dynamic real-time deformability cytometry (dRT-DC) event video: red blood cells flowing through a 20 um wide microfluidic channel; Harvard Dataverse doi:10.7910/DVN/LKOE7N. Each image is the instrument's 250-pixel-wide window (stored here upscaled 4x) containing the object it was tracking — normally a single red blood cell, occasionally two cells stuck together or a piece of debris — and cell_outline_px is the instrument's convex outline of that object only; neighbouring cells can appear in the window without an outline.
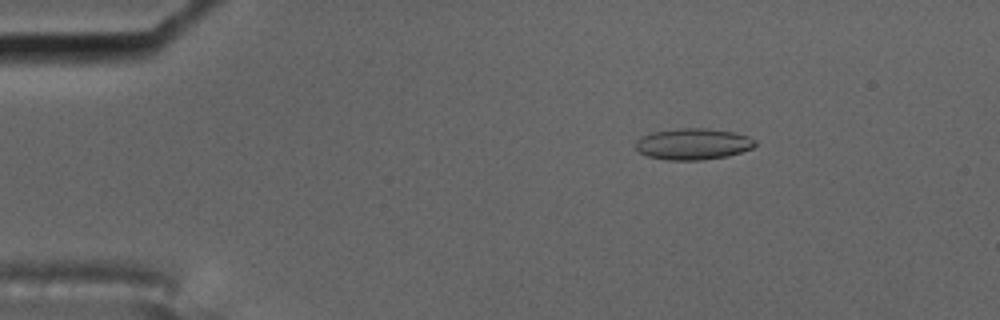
{"species": "common noctule bat (a hibernating species)", "species_latin": "Nyctalus noctula", "temperature_condition": "cold", "stored_images_in_passage": 58, "camera_frame_rate_fps": 3000, "um_per_image_px": 0.085, "animal": {"sex": "male", "body_mass_g": 17.5, "forearm_length_mm": 52.3}, "frame": {"image": 1, "passage_image": 10, "time_ms": 3.0, "image_size_px": [1000, 320], "cell_outline_px": [[756, 144], [752, 148], [728, 156], [700, 160], [664, 160], [648, 156], [636, 152], [636, 140], [640, 136], [652, 132], [680, 128], [704, 128], [736, 132], [748, 136], [756, 140]], "centroid_in_image_um": [58.88, 12.24], "position_along_channel_um": 26.1, "area_um2": 22.02}}
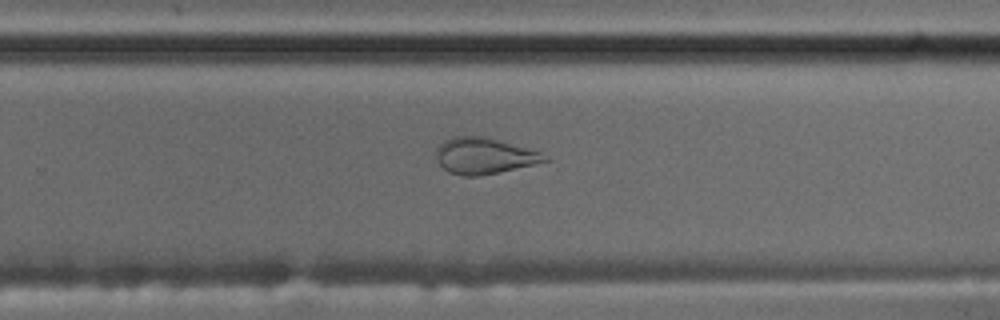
{"frame": {"image": 2, "passage_image": 38, "time_ms": 12.333, "image_size_px": [1000, 320], "cell_outline_px": [[548, 160], [532, 164], [480, 176], [464, 176], [448, 172], [440, 164], [436, 156], [436, 148], [444, 140], [452, 136], [484, 136], [540, 152], [548, 156]], "centroid_in_image_um": [41.09, 13.24], "position_along_channel_um": 288.7, "area_um2": 22.48}}
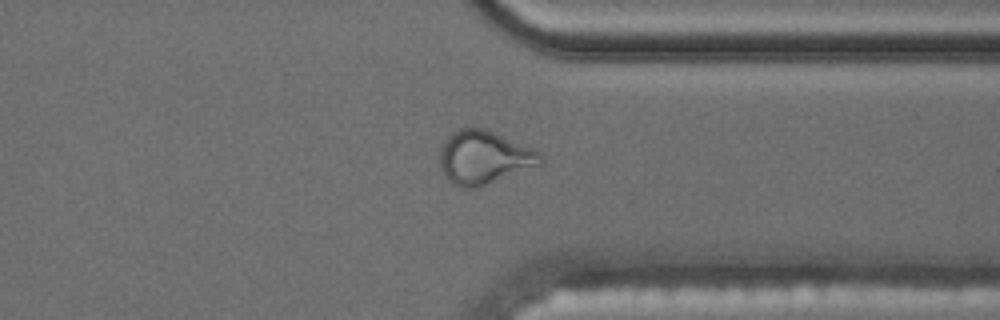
{"frame": {"image": 3, "passage_image": 45, "time_ms": 14.667, "image_size_px": [1000, 320], "cell_outline_px": [[544, 164], [476, 188], [460, 188], [452, 184], [440, 172], [440, 148], [444, 140], [452, 132], [460, 128], [484, 128], [532, 148], [540, 152], [544, 156]], "centroid_in_image_um": [41.13, 13.4], "position_along_channel_um": 370.3, "area_um2": 31.67}, "authors_computed_cell_mechanics": {"area_um2": 21.4438, "velocity_mm_per_s": 3.5254, "shape_relaxation_time_tau1_ms": null, "shape_relaxation_time_tau2_ms": 1.6213, "deformation_change_tau1": null, "deformation_change_tau2": 0.0736}}